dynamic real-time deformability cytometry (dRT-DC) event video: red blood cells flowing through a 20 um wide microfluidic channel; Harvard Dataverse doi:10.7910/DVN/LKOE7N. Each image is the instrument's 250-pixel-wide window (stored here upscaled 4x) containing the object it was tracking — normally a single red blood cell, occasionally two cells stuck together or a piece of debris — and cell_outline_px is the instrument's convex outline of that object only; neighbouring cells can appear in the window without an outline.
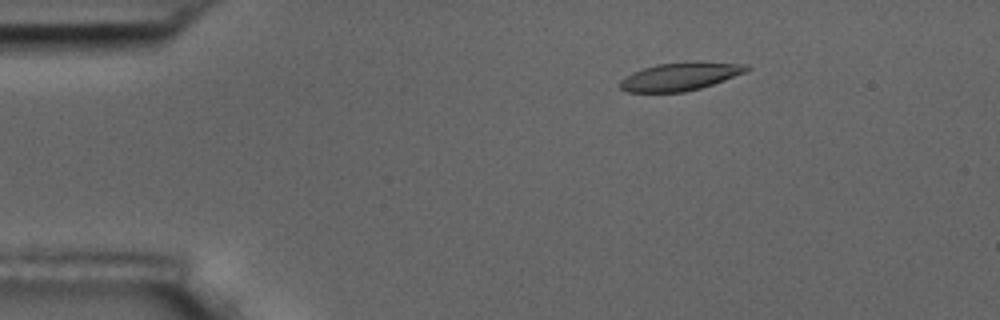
{"species": "common noctule bat (a hibernating species)", "species_latin": "Nyctalus noctula", "temperature_condition": "room temperature", "stored_images_in_passage": 56, "camera_frame_rate_fps": 3000, "um_per_image_px": 0.085, "animal": {"sex": "male", "body_mass_g": 17.5, "forearm_length_mm": 52.3}, "frame": {"image": 1, "passage_image": 9, "time_ms": 2.667, "image_size_px": [1000, 320], "cell_outline_px": [[752, 68], [748, 72], [700, 88], [684, 92], [628, 92], [620, 88], [620, 80], [624, 76], [632, 72], [656, 64], [696, 60], [748, 64]], "centroid_in_image_um": [57.87, 6.47], "position_along_channel_um": 27.1, "area_um2": 21.15}}
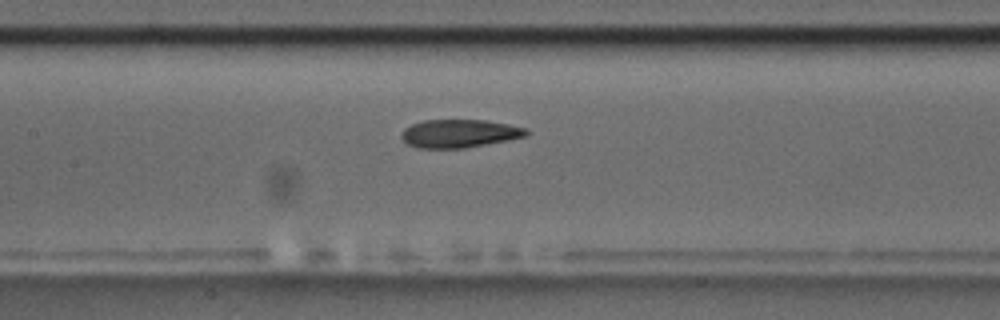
{"frame": {"image": 2, "passage_image": 26, "time_ms": 8.333, "image_size_px": [1000, 320], "cell_outline_px": [[528, 136], [508, 140], [464, 148], [416, 148], [408, 144], [400, 136], [404, 128], [412, 124], [424, 120], [484, 120], [508, 124], [528, 128]], "centroid_in_image_um": [39.06, 11.35], "position_along_channel_um": 168.3, "area_um2": 20.52}}
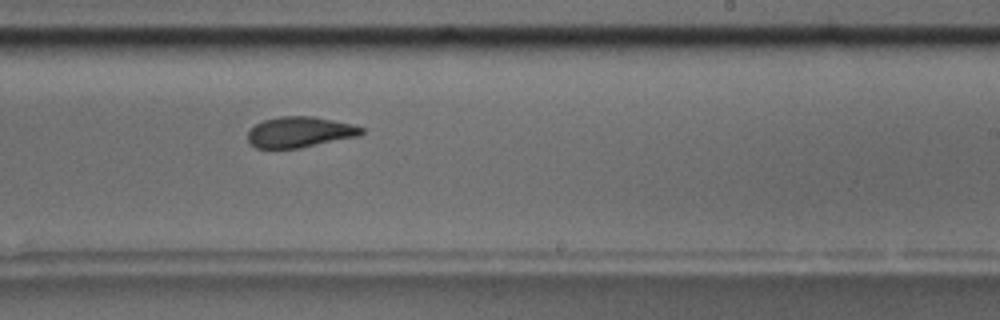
{"frame": {"image": 3, "passage_image": 34, "time_ms": 11.0, "image_size_px": [1000, 320], "cell_outline_px": [[364, 132], [360, 136], [300, 148], [256, 148], [248, 144], [248, 132], [256, 124], [264, 120], [280, 116], [312, 116], [352, 124], [364, 128]], "centroid_in_image_um": [25.49, 11.23], "position_along_channel_um": 263.5, "area_um2": 20.4}, "authors_computed_cell_mechanics": {"area_um2": 21.0392, "velocity_mm_per_s": 3.5867, "shape_relaxation_time_tau1_ms": 6.2193, "shape_relaxation_time_tau2_ms": 2.3972, "deformation_change_tau1": 0.1662, "deformation_change_tau2": 0.0982}}